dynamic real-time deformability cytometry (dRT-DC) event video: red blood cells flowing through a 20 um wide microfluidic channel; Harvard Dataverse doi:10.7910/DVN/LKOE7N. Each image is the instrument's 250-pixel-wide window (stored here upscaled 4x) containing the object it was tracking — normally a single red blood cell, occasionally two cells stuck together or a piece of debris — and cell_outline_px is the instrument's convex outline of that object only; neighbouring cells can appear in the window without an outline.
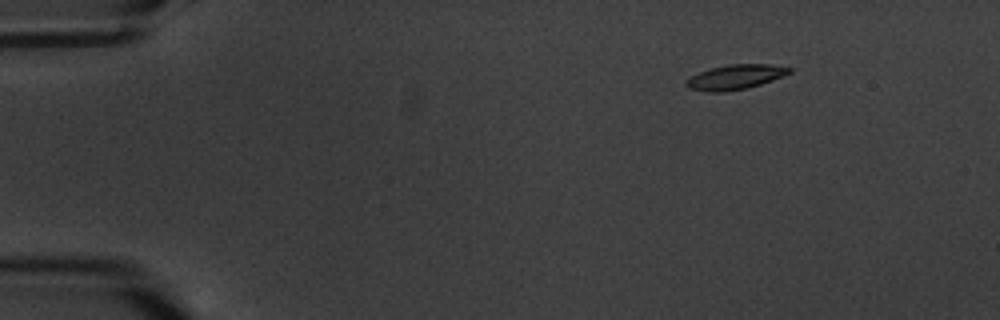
{"species": "common noctule bat (a hibernating species)", "species_latin": "Nyctalus noctula", "temperature_condition": "warm", "stored_images_in_passage": 5, "camera_frame_rate_fps": 3000, "um_per_image_px": 0.085, "animal": {"sex": "male", "body_mass_g": 20.1, "forearm_length_mm": 53.5}, "frame": {"image": 1, "passage_image": 1, "time_ms": 0.0, "image_size_px": [1000, 320], "cell_outline_px": [[792, 72], [784, 76], [760, 84], [744, 88], [720, 92], [708, 92], [688, 88], [684, 84], [692, 76], [700, 72], [712, 68], [728, 64], [768, 64], [792, 68]], "centroid_in_image_um": [62.52, 6.54], "position_along_channel_um": 22.5, "area_um2": 14.62}}
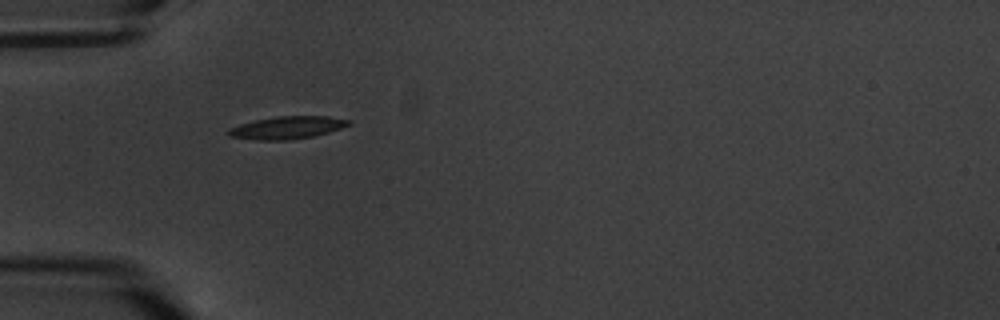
{"frame": {"image": 2, "passage_image": 4, "time_ms": 3.667, "image_size_px": [1000, 320], "cell_outline_px": [[352, 124], [328, 132], [312, 136], [288, 140], [256, 140], [228, 136], [224, 132], [228, 128], [240, 124], [256, 120], [276, 116], [328, 116], [352, 120]], "centroid_in_image_um": [24.38, 10.84], "position_along_channel_um": 60.6, "area_um2": 15.9}}